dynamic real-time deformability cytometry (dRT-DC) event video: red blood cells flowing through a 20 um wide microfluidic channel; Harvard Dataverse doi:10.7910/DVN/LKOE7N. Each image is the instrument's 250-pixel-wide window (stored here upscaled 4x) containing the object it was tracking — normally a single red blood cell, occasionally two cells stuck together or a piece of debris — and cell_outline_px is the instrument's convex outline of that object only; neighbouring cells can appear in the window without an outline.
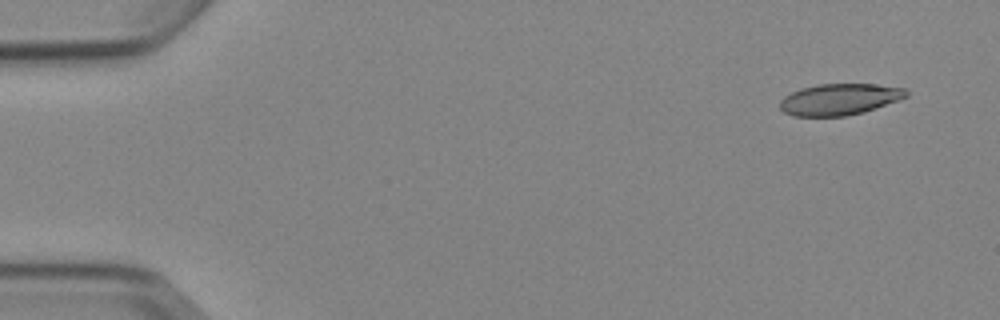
{"species": "Egyptian fruit bat (a non-hibernating species)", "species_latin": "Rousettus aegyptiacus", "temperature_condition": "cold", "stored_images_in_passage": 6, "camera_frame_rate_fps": 3000, "um_per_image_px": 0.085, "animal": {"sex": "female"}, "frame": {"image": 1, "passage_image": 1, "time_ms": 0.0, "image_size_px": [1000, 320], "cell_outline_px": [[908, 96], [900, 100], [864, 112], [844, 116], [792, 116], [784, 112], [780, 108], [780, 100], [784, 96], [800, 88], [820, 84], [876, 84], [904, 88], [908, 92]], "centroid_in_image_um": [71.36, 8.44], "position_along_channel_um": 13.6, "area_um2": 23.18}}
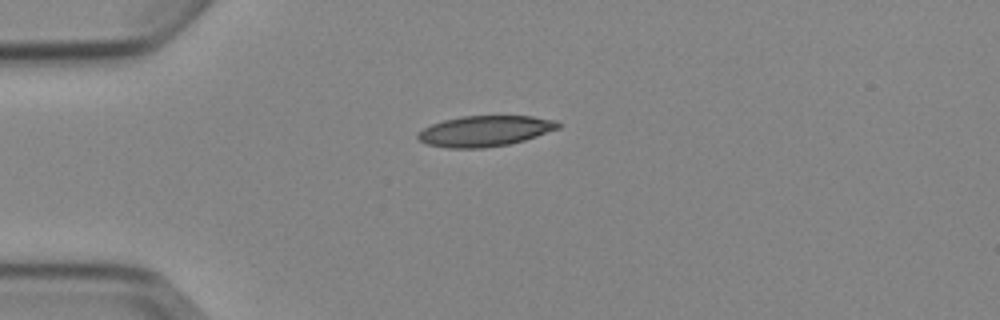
{"frame": {"image": 2, "passage_image": 4, "time_ms": 3.333, "image_size_px": [1000, 320], "cell_outline_px": [[560, 128], [524, 140], [508, 144], [484, 148], [448, 148], [428, 144], [420, 140], [416, 136], [424, 128], [432, 124], [444, 120], [460, 116], [532, 116], [556, 120], [560, 124]], "centroid_in_image_um": [41.23, 11.13], "position_along_channel_um": 43.8, "area_um2": 24.91}}
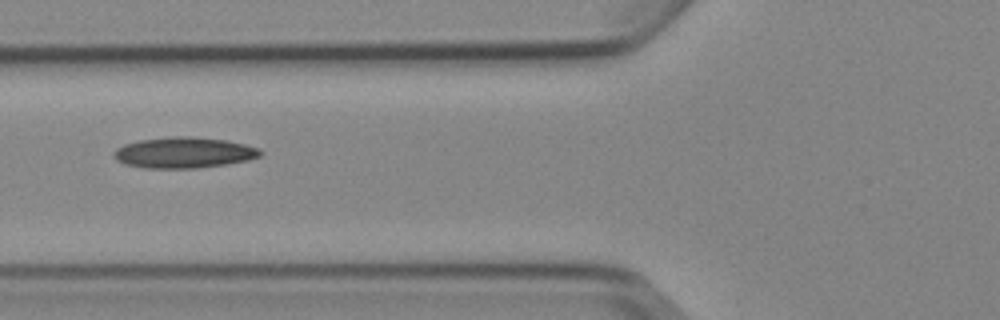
{"frame": {"image": 3, "passage_image": 6, "time_ms": 5.667, "image_size_px": [1000, 320], "cell_outline_px": [[264, 152], [260, 156], [248, 160], [224, 164], [196, 168], [144, 168], [124, 164], [116, 160], [112, 156], [112, 152], [116, 148], [124, 144], [140, 140], [176, 136], [192, 136], [228, 140], [260, 148]], "centroid_in_image_um": [15.62, 12.97], "position_along_channel_um": 110.2, "area_um2": 26.53}}